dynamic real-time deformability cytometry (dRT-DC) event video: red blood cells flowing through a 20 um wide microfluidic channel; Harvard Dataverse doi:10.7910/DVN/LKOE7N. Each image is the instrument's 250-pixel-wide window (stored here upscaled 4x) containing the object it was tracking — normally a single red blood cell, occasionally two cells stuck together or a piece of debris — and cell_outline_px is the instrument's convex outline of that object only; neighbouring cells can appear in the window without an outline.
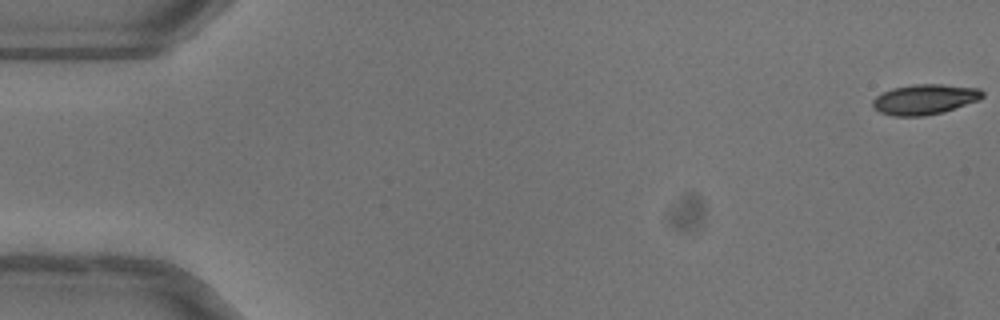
{"species": "common noctule bat (a hibernating species)", "species_latin": "Nyctalus noctula", "temperature_condition": "warm", "stored_images_in_passage": 49, "camera_frame_rate_fps": 3000, "um_per_image_px": 0.085, "animal": {"sex": "female"}, "frame": {"image": 1, "passage_image": 1, "time_ms": 0.0, "image_size_px": [1000, 320], "cell_outline_px": [[984, 96], [980, 100], [944, 112], [924, 116], [892, 116], [880, 112], [872, 108], [872, 100], [876, 96], [892, 88], [912, 84], [940, 84], [980, 88], [984, 92]], "centroid_in_image_um": [78.61, 8.45], "position_along_channel_um": 6.4, "area_um2": 19.59}}
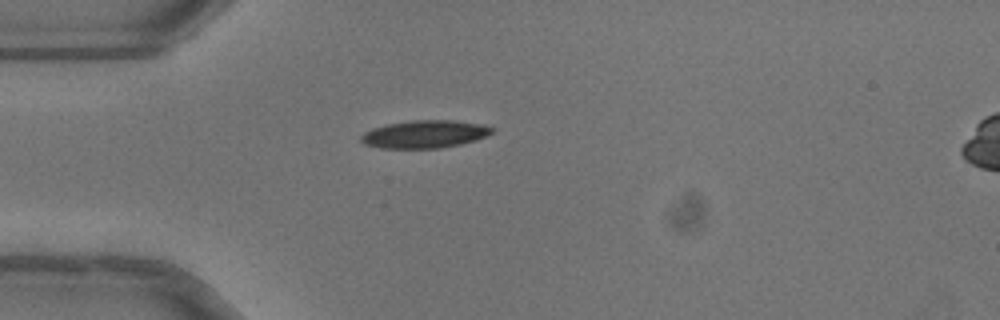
{"frame": {"image": 2, "passage_image": 15, "time_ms": 4.667, "image_size_px": [1000, 320], "cell_outline_px": [[496, 128], [492, 132], [476, 140], [460, 144], [440, 148], [380, 148], [364, 144], [360, 140], [360, 136], [364, 132], [372, 128], [388, 124], [412, 120], [452, 120], [480, 124]], "centroid_in_image_um": [36.07, 11.4], "position_along_channel_um": 48.9, "area_um2": 21.1}}
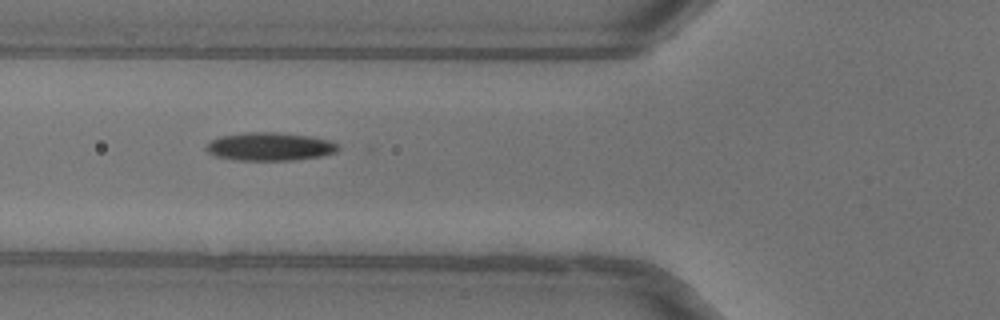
{"frame": {"image": 3, "passage_image": 20, "time_ms": 6.333, "image_size_px": [1000, 320], "cell_outline_px": [[340, 148], [336, 152], [320, 156], [292, 160], [236, 160], [216, 156], [208, 152], [204, 148], [204, 144], [220, 136], [248, 132], [276, 132], [312, 136], [332, 140], [340, 144]], "centroid_in_image_um": [22.96, 12.45], "position_along_channel_um": 102.8, "area_um2": 21.91}, "authors_computed_cell_mechanics": {"area_um2": 20.6346, "velocity_mm_per_s": 4.0357, "shape_relaxation_time_tau1_ms": 3.6847, "shape_relaxation_time_tau2_ms": 2.8663, "deformation_change_tau1": 0.1646, "deformation_change_tau2": 0.0913}}